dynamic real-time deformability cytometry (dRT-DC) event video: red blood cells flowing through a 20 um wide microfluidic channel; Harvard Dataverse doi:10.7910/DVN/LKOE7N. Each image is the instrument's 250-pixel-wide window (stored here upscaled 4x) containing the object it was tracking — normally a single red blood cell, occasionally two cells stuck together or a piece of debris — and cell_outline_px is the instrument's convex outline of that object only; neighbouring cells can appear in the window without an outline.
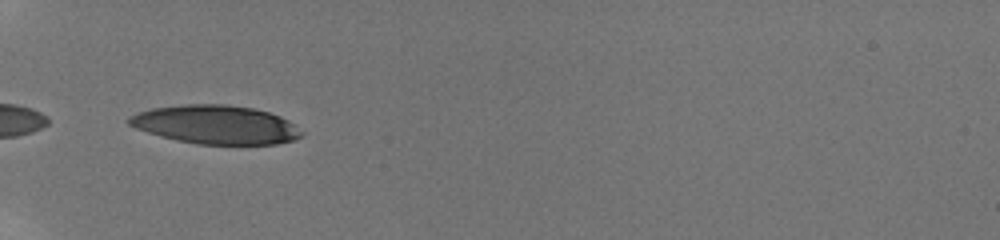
{"species": "human", "species_latin": "Homo sapiens", "temperature_condition": "room temperature", "stored_images_in_passage": 24, "camera_frame_rate_fps": 3000, "um_per_image_px": 0.085, "donor": {"sex": "male"}, "frame": {"image": 1, "passage_image": 1, "time_ms": 0.0, "image_size_px": [1000, 240], "cell_outline_px": [[304, 136], [296, 140], [276, 144], [196, 144], [176, 140], [160, 136], [136, 128], [128, 124], [124, 120], [128, 116], [136, 112], [152, 108], [184, 104], [224, 104], [252, 108], [268, 112], [280, 116], [288, 120], [304, 132]], "centroid_in_image_um": [18.33, 10.59], "position_along_channel_um": 66.7, "area_um2": 39.19}}
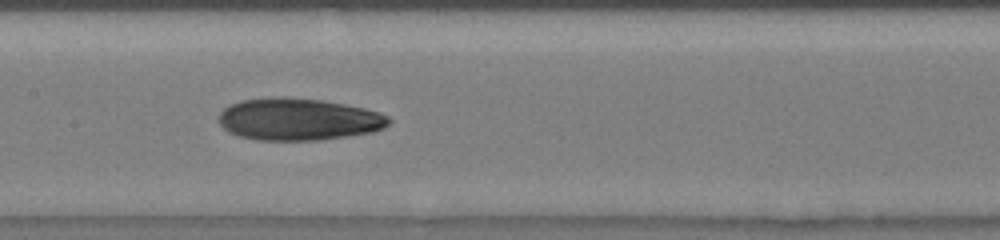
{"frame": {"image": 2, "passage_image": 11, "time_ms": 3.333, "image_size_px": [1000, 240], "cell_outline_px": [[392, 120], [384, 128], [372, 132], [320, 140], [256, 140], [240, 136], [228, 132], [220, 124], [220, 112], [228, 104], [240, 100], [280, 96], [284, 96], [320, 100], [344, 104], [364, 108], [380, 112], [388, 116]], "centroid_in_image_um": [25.36, 10.13], "position_along_channel_um": 182.0, "area_um2": 41.85}}
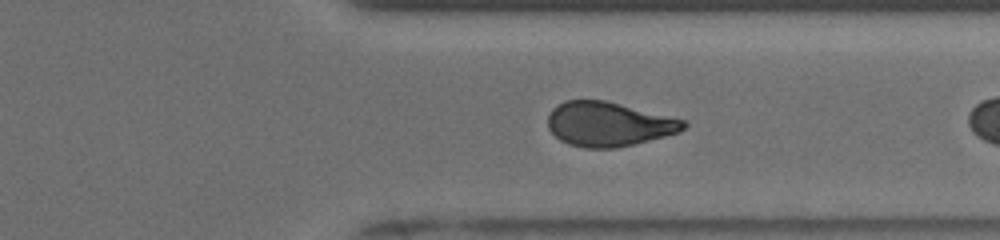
{"frame": {"image": 3, "passage_image": 22, "time_ms": 7.0, "image_size_px": [1000, 240], "cell_outline_px": [[688, 124], [680, 132], [616, 148], [584, 148], [568, 144], [560, 140], [548, 128], [548, 112], [552, 108], [564, 100], [604, 100], [684, 120]], "centroid_in_image_um": [51.68, 10.55], "position_along_channel_um": 359.7, "area_um2": 34.85}}